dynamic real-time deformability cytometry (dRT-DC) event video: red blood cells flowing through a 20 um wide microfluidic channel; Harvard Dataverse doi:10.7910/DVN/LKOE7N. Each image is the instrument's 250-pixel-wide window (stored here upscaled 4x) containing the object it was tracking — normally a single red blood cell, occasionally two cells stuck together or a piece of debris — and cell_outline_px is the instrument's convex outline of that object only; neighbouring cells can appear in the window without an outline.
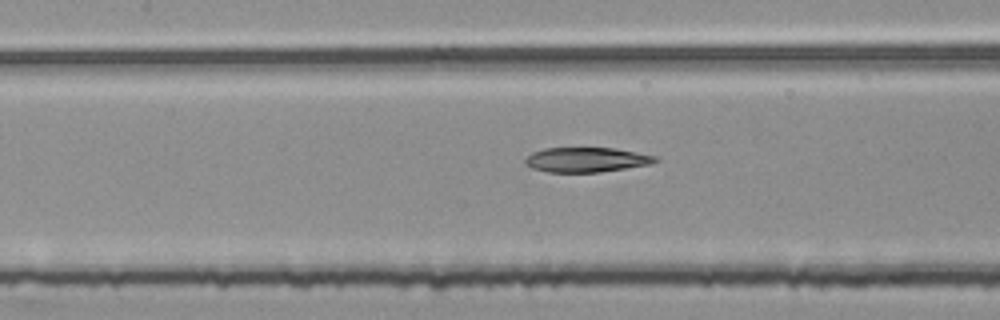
{"species": "common noctule bat (a hibernating species)", "species_latin": "Nyctalus noctula", "temperature_condition": "room temperature", "stored_images_in_passage": 54, "segment_of_instrument_passage": [2, 2], "camera_frame_rate_fps": 3000, "um_per_image_px": 0.085, "animal": {"sex": "female", "body_mass_g": 25.1}, "frame": {"image": 1, "passage_image": 24, "time_ms": 7.667, "image_size_px": [1000, 320], "cell_outline_px": [[660, 160], [652, 164], [600, 172], [548, 172], [532, 168], [524, 164], [524, 160], [532, 152], [544, 148], [616, 148], [656, 156]], "centroid_in_image_um": [49.85, 13.58], "position_along_channel_um": 157.6, "area_um2": 18.84}}
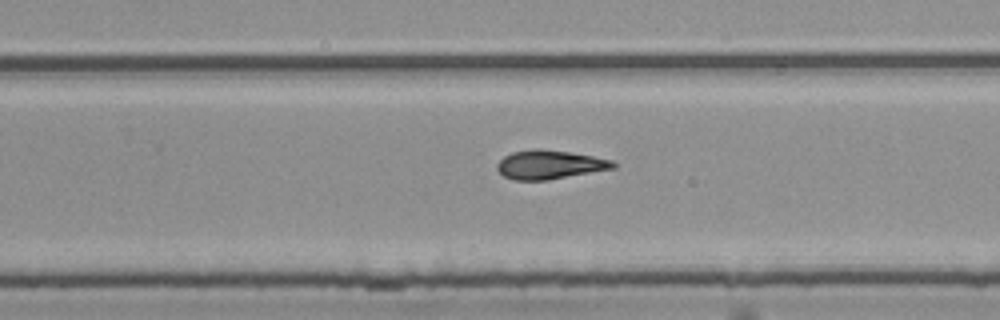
{"frame": {"image": 2, "passage_image": 34, "time_ms": 11.0, "image_size_px": [1000, 320], "cell_outline_px": [[616, 168], [548, 180], [512, 180], [504, 176], [496, 168], [496, 164], [504, 156], [512, 152], [536, 148], [540, 148], [568, 152], [592, 156], [612, 160], [616, 164]], "centroid_in_image_um": [46.7, 13.99], "position_along_channel_um": 283.1, "area_um2": 19.54}}
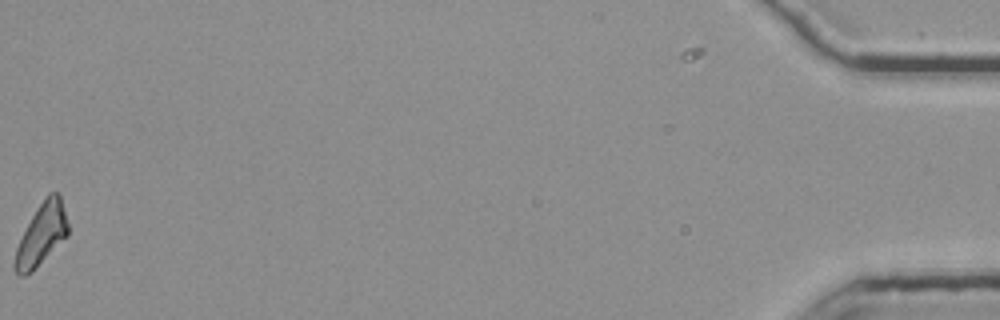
{"frame": {"image": 3, "passage_image": 54, "time_ms": 17.667, "image_size_px": [1000, 320], "cell_outline_px": [[68, 236], [32, 272], [24, 276], [20, 276], [12, 268], [12, 264], [16, 248], [36, 208], [48, 192], [60, 192], [68, 224]], "centroid_in_image_um": [3.53, 19.94], "position_along_channel_um": 431.7, "area_um2": 19.25}}